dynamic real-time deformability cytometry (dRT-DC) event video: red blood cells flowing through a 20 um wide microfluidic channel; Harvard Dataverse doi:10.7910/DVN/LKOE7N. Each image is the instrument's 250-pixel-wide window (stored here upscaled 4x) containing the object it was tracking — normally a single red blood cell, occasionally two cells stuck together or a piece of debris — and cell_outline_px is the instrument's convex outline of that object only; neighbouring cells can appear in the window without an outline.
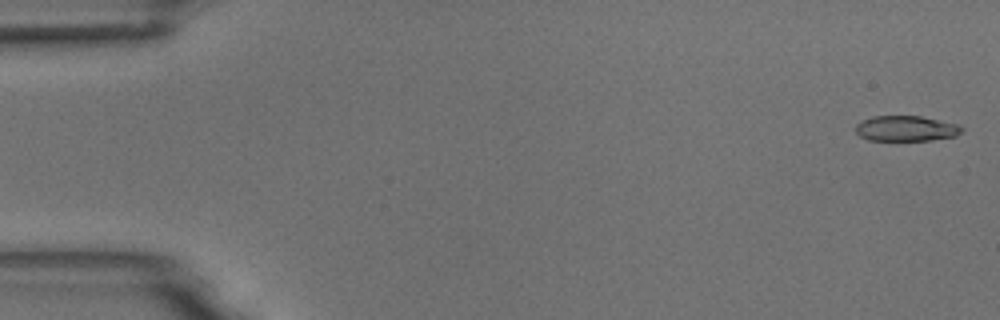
{"species": "common noctule bat (a hibernating species)", "species_latin": "Nyctalus noctula", "temperature_condition": "room temperature", "stored_images_in_passage": 9, "camera_frame_rate_fps": 3000, "um_per_image_px": 0.085, "animal": {"sex": "male", "body_mass_g": 18.8}, "frame": {"image": 1, "passage_image": 1, "time_ms": 0.0, "image_size_px": [1000, 320], "cell_outline_px": [[964, 128], [956, 136], [932, 140], [868, 140], [860, 136], [856, 132], [856, 124], [860, 120], [872, 116], [920, 116], [960, 124]], "centroid_in_image_um": [77.01, 10.91], "position_along_channel_um": 8.0, "area_um2": 15.84}}